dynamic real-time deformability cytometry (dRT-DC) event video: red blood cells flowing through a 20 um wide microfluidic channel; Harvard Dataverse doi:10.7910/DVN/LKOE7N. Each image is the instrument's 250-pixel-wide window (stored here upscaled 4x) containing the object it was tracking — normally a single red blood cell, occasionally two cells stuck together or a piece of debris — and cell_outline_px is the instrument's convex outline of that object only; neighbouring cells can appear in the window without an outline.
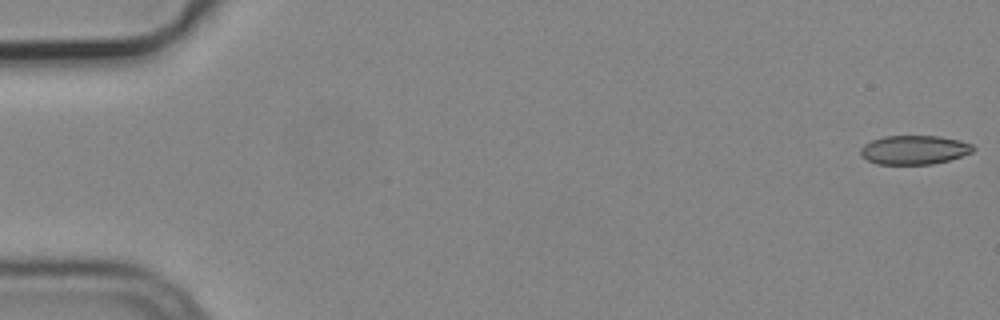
{"species": "common noctule bat (a hibernating species)", "species_latin": "Nyctalus noctula", "temperature_condition": "cold", "stored_images_in_passage": 54, "camera_frame_rate_fps": 3000, "um_per_image_px": 0.085, "animal": {"sex": "male", "body_mass_g": 19.2, "forearm_length_mm": 51.8}, "frame": {"image": 1, "passage_image": 1, "time_ms": 0.0, "image_size_px": [1000, 320], "cell_outline_px": [[976, 148], [972, 152], [948, 160], [932, 164], [876, 164], [860, 156], [860, 148], [864, 144], [872, 140], [884, 136], [940, 136], [960, 140], [972, 144]], "centroid_in_image_um": [77.69, 12.73], "position_along_channel_um": 7.3, "area_um2": 19.07}}
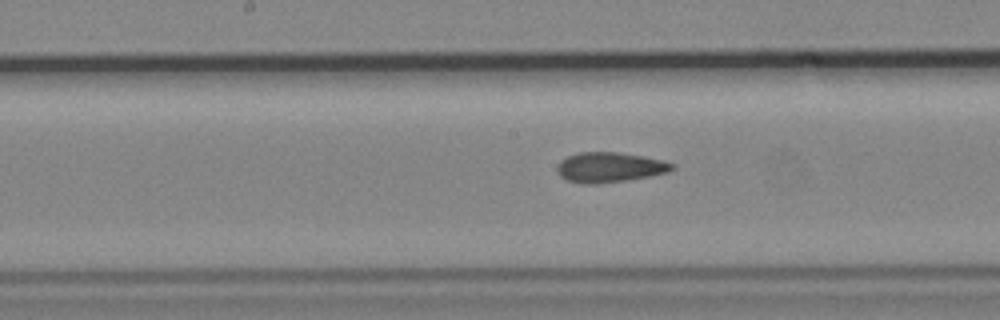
{"frame": {"image": 2, "passage_image": 28, "time_ms": 9.0, "image_size_px": [1000, 320], "cell_outline_px": [[676, 168], [668, 172], [628, 180], [596, 184], [580, 184], [568, 180], [560, 176], [556, 172], [556, 168], [560, 160], [568, 156], [580, 152], [616, 152], [644, 156], [664, 160], [676, 164]], "centroid_in_image_um": [51.83, 14.22], "position_along_channel_um": 196.4, "area_um2": 20.35}}
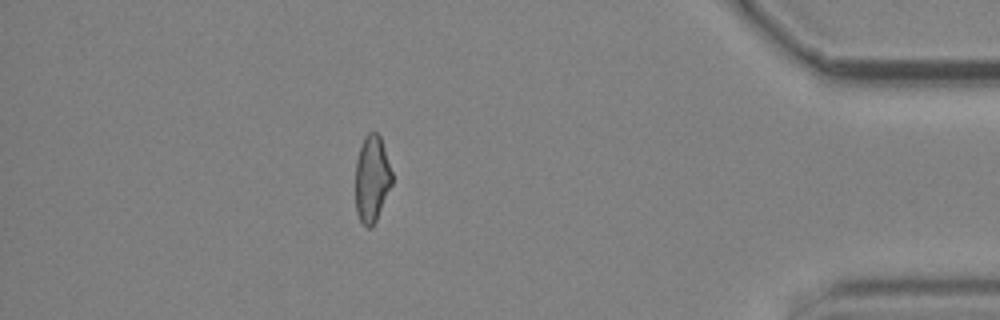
{"frame": {"image": 3, "passage_image": 48, "time_ms": 15.667, "image_size_px": [1000, 320], "cell_outline_px": [[392, 184], [376, 220], [372, 228], [368, 228], [360, 220], [356, 212], [356, 160], [364, 136], [368, 132], [376, 132], [380, 136], [392, 172]], "centroid_in_image_um": [31.61, 15.2], "position_along_channel_um": 403.6, "area_um2": 18.32}, "authors_computed_cell_mechanics": {"area_um2": 20.0566, "velocity_mm_per_s": 3.7747, "shape_relaxation_time_tau1_ms": null, "shape_relaxation_time_tau2_ms": 2.9743, "deformation_change_tau1": null, "deformation_change_tau2": 0.0926}}